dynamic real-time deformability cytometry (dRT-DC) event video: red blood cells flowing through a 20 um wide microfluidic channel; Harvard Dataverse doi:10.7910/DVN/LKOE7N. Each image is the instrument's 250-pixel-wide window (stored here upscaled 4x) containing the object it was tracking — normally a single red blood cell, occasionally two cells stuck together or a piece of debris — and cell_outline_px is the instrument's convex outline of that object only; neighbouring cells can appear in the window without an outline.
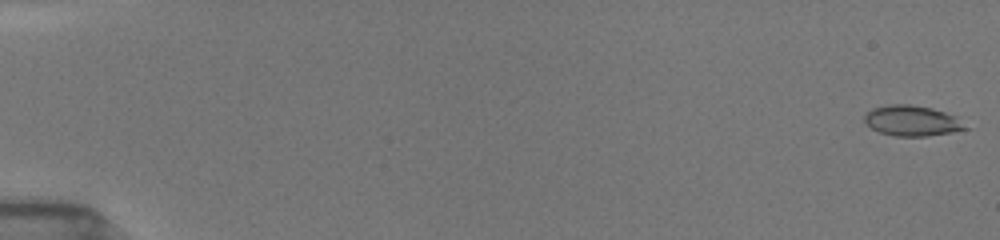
{"species": "common noctule bat (a hibernating species)", "species_latin": "Nyctalus noctula", "temperature_condition": "room temperature", "stored_images_in_passage": 20, "camera_frame_rate_fps": 3000, "um_per_image_px": 0.085, "animal": {"sex": "female", "body_mass_g": 19.5, "forearm_length_mm": 54.1}, "frame": {"image": 1, "passage_image": 1, "time_ms": 0.0, "image_size_px": [1000, 240], "cell_outline_px": [[968, 128], [952, 132], [928, 136], [896, 136], [880, 132], [872, 128], [864, 120], [864, 116], [872, 108], [892, 104], [912, 104], [932, 108], [956, 116]], "centroid_in_image_um": [77.52, 10.26], "position_along_channel_um": 7.5, "area_um2": 17.74}}
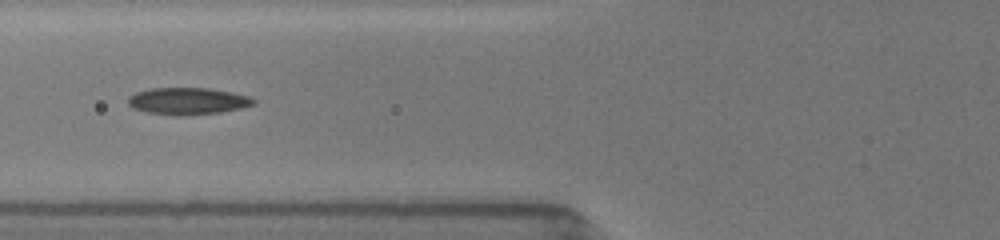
{"frame": {"image": 2, "passage_image": 15, "time_ms": 7.0, "image_size_px": [1000, 240], "cell_outline_px": [[256, 104], [240, 108], [220, 112], [188, 116], [172, 116], [148, 112], [132, 108], [128, 104], [128, 96], [136, 92], [148, 88], [208, 88], [232, 92], [248, 96], [256, 100]], "centroid_in_image_um": [15.94, 8.6], "position_along_channel_um": 109.9, "area_um2": 19.94}}
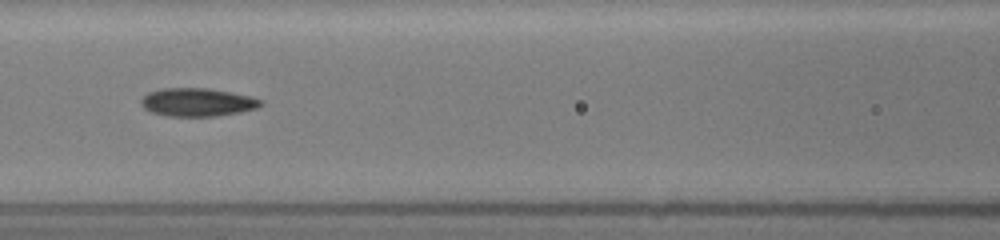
{"frame": {"image": 3, "passage_image": 18, "time_ms": 8.0, "image_size_px": [1000, 240], "cell_outline_px": [[264, 104], [256, 108], [240, 112], [216, 116], [168, 116], [152, 112], [144, 108], [140, 104], [140, 100], [148, 92], [160, 88], [208, 88], [252, 96], [264, 100]], "centroid_in_image_um": [16.79, 8.68], "position_along_channel_um": 149.8, "area_um2": 19.83}}